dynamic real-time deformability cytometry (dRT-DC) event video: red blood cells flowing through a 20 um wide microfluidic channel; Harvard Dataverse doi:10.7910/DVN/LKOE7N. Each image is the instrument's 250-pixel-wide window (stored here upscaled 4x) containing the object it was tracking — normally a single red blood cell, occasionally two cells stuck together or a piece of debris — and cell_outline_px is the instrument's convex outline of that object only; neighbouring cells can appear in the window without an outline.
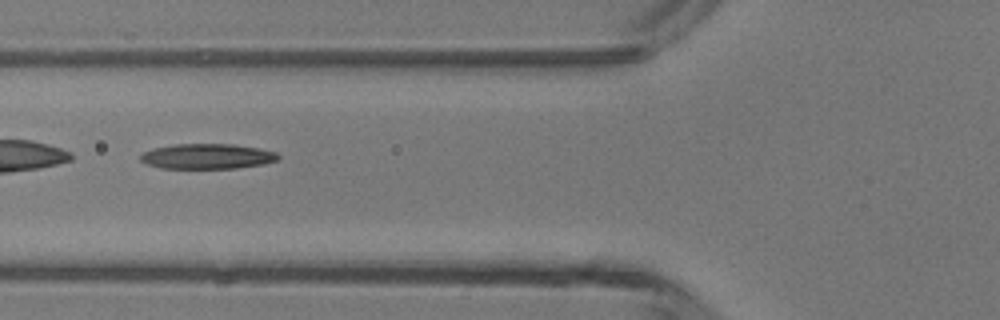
{"species": "common noctule bat (a hibernating species)", "species_latin": "Nyctalus noctula", "temperature_condition": "room temperature", "stored_images_in_passage": 43, "camera_frame_rate_fps": 3000, "um_per_image_px": 0.085, "animal": {"sex": "male", "body_mass_g": 13.3}, "frame": {"image": 1, "passage_image": 15, "time_ms": 4.667, "image_size_px": [1000, 320], "cell_outline_px": [[280, 160], [264, 164], [236, 168], [160, 168], [148, 164], [140, 160], [140, 156], [144, 152], [152, 148], [172, 144], [232, 144], [260, 148], [276, 152], [280, 156]], "centroid_in_image_um": [17.64, 13.28], "position_along_channel_um": 108.2, "area_um2": 20.35}}
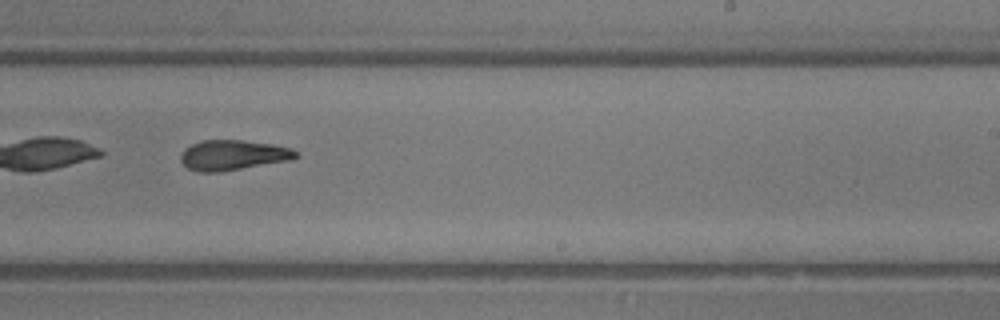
{"frame": {"image": 2, "passage_image": 26, "time_ms": 8.333, "image_size_px": [1000, 320], "cell_outline_px": [[300, 156], [292, 160], [220, 172], [200, 172], [188, 168], [180, 160], [180, 156], [184, 148], [200, 140], [244, 140], [272, 144], [292, 148]], "centroid_in_image_um": [19.82, 13.18], "position_along_channel_um": 269.2, "area_um2": 20.4}}
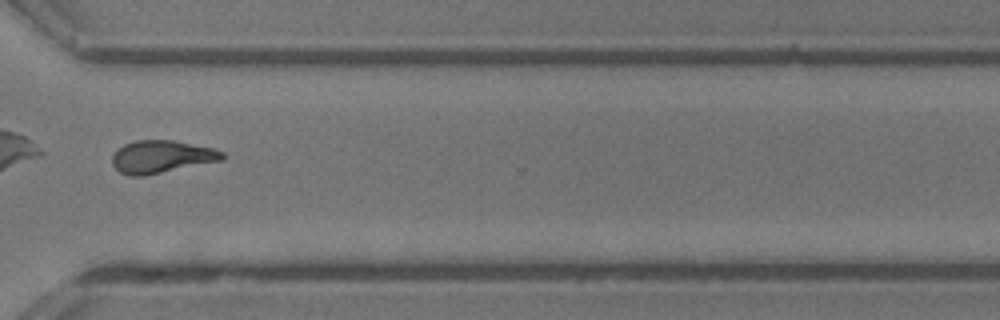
{"frame": {"image": 3, "passage_image": 32, "time_ms": 10.333, "image_size_px": [1000, 320], "cell_outline_px": [[224, 160], [144, 176], [128, 176], [120, 172], [112, 164], [112, 156], [124, 144], [136, 140], [172, 140], [216, 148], [224, 152]], "centroid_in_image_um": [13.77, 13.32], "position_along_channel_um": 356.8, "area_um2": 21.04}, "authors_computed_cell_mechanics": {"area_um2": 21.1548, "velocity_mm_per_s": 4.3848, "shape_relaxation_time_tau1_ms": 4.9036, "shape_relaxation_time_tau2_ms": 1.8829, "deformation_change_tau1": 0.2065, "deformation_change_tau2": 0.1098}}